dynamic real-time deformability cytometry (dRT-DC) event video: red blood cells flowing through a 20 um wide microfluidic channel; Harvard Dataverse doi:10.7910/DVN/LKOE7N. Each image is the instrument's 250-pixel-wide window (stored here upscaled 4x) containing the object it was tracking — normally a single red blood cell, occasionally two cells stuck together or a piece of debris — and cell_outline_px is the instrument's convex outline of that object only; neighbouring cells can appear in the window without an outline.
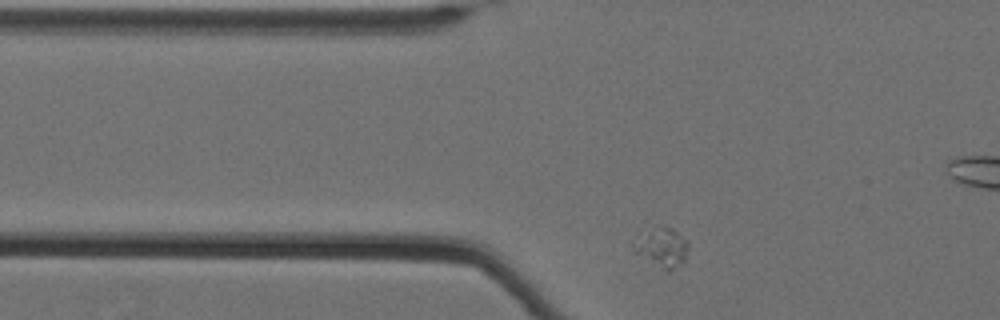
{"species": "Egyptian fruit bat (a non-hibernating species)", "species_latin": "Rousettus aegyptiacus", "temperature_condition": "cold", "stored_images_in_passage": 48, "camera_frame_rate_fps": 3000, "um_per_image_px": 0.085, "animal": {"sex": "female"}, "frame": {"image": 1, "passage_image": 4, "time_ms": 1.0, "image_size_px": [1000, 320], "cell_outline_px": [[688, 248], [684, 264], [668, 272], [632, 252], [632, 244], [648, 232], [664, 228], [672, 228], [688, 240]], "centroid_in_image_um": [56.32, 21.12], "position_along_channel_um": 69.5, "area_um2": 12.2}}
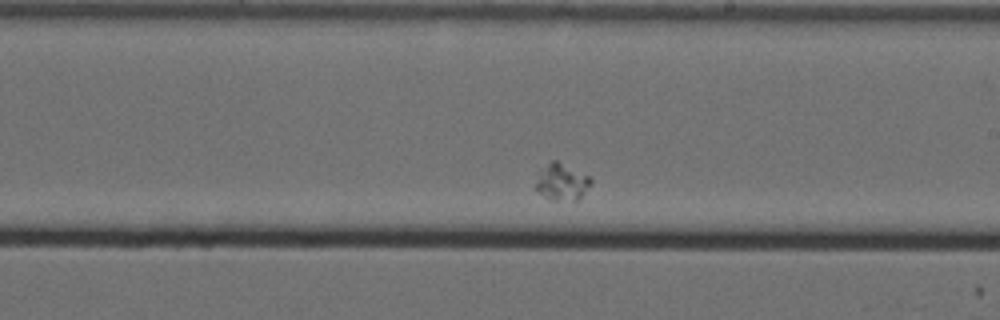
{"frame": {"image": 2, "passage_image": 22, "time_ms": 7.0, "image_size_px": [1000, 320], "cell_outline_px": [[592, 184], [576, 204], [552, 200], [544, 196], [536, 188], [536, 184], [540, 172], [552, 160], [556, 160], [588, 176], [592, 180]], "centroid_in_image_um": [47.82, 15.55], "position_along_channel_um": 241.2, "area_um2": 11.85}}
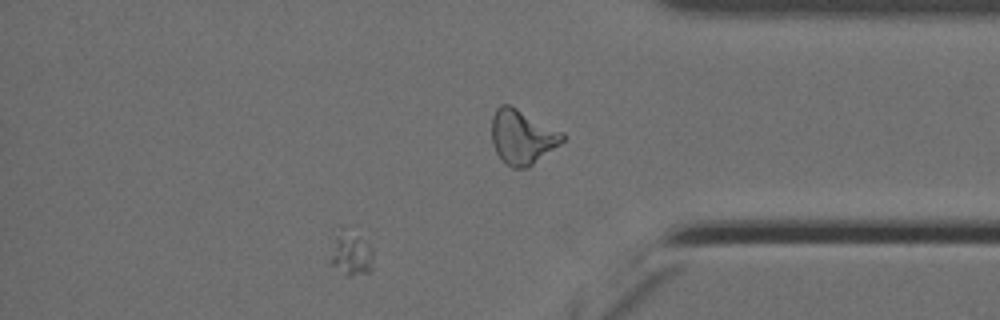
{"frame": {"image": 3, "passage_image": 40, "time_ms": 13.0, "image_size_px": [1000, 320], "cell_outline_px": [[372, 268], [368, 272], [352, 276], [344, 276], [332, 264], [332, 228], [336, 224], [340, 224], [368, 244], [372, 248]], "centroid_in_image_um": [29.76, 21.47], "position_along_channel_um": 405.4, "area_um2": 11.39}}